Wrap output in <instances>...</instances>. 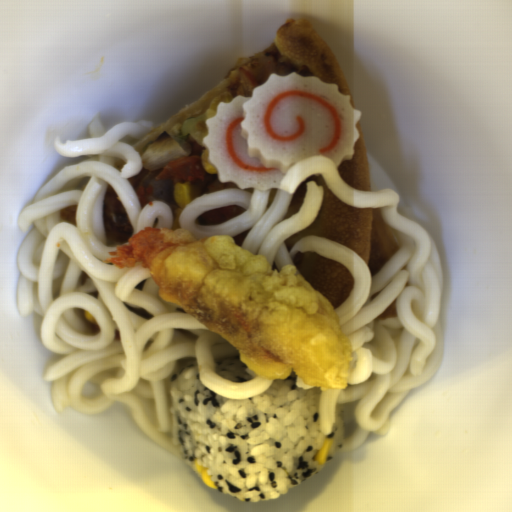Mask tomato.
<instances>
[{"mask_svg":"<svg viewBox=\"0 0 512 512\" xmlns=\"http://www.w3.org/2000/svg\"><path fill=\"white\" fill-rule=\"evenodd\" d=\"M207 172L199 155H188L173 161L156 175L154 180H172L173 182H185L205 180Z\"/></svg>","mask_w":512,"mask_h":512,"instance_id":"tomato-1","label":"tomato"}]
</instances>
